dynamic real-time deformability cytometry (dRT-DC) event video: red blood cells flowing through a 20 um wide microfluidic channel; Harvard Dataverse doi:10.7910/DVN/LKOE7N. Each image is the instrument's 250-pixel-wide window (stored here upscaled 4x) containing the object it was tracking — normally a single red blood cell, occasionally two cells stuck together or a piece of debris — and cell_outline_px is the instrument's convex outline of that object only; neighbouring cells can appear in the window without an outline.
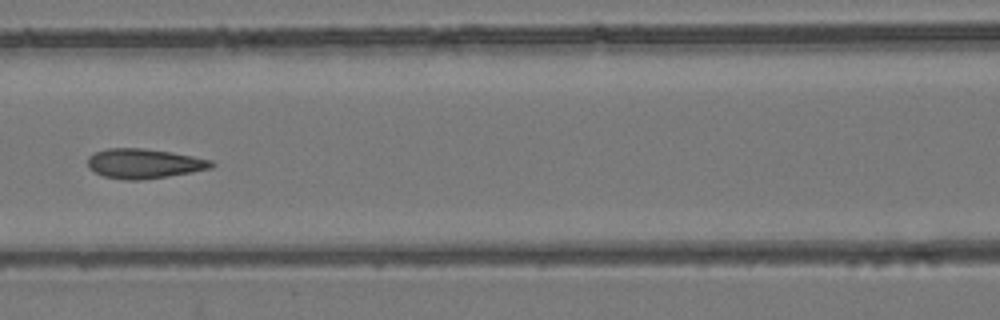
{"species": "common noctule bat (a hibernating species)", "species_latin": "Nyctalus noctula", "temperature_condition": "room temperature", "stored_images_in_passage": 8, "camera_frame_rate_fps": 3000, "um_per_image_px": 0.085, "animal": {"sex": "female", "body_mass_g": 24.6, "forearm_length_mm": 56.2}, "frame": {"image": 1, "passage_image": 7, "time_ms": 7.0, "image_size_px": [1000, 320], "cell_outline_px": [[216, 164], [212, 168], [192, 172], [168, 176], [140, 180], [124, 180], [104, 176], [88, 168], [88, 156], [96, 152], [108, 148], [140, 148], [168, 152], [192, 156], [212, 160]], "centroid_in_image_um": [12.25, 13.91], "position_along_channel_um": 154.4, "area_um2": 21.27}}
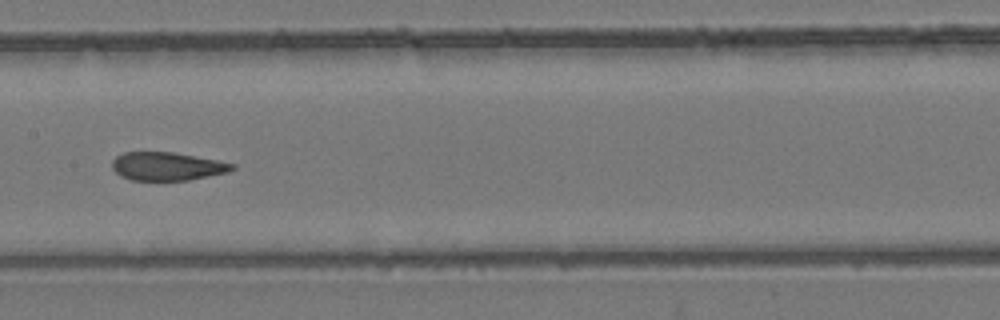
{"frame": {"image": 2, "passage_image": 8, "time_ms": 8.0, "image_size_px": [1000, 320], "cell_outline_px": [[236, 168], [228, 172], [188, 180], [132, 180], [120, 176], [112, 168], [112, 160], [116, 156], [124, 152], [172, 152], [216, 160], [236, 164]], "centroid_in_image_um": [14.19, 14.13], "position_along_channel_um": 193.2, "area_um2": 19.71}}